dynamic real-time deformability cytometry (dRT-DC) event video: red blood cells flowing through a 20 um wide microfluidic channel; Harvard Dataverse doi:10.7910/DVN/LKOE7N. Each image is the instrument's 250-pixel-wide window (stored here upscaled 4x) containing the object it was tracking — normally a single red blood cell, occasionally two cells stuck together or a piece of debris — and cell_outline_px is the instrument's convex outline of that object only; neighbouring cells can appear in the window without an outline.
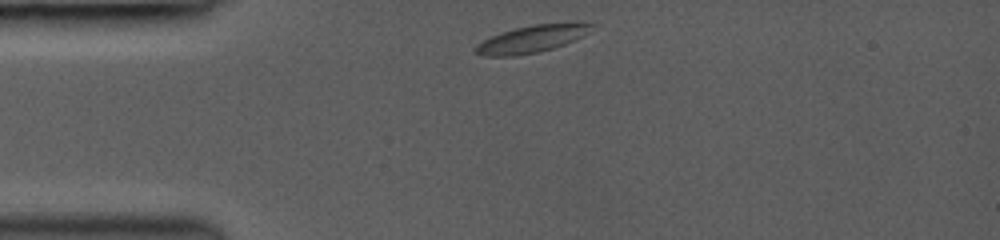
{"species": "common noctule bat (a hibernating species)", "species_latin": "Nyctalus noctula", "temperature_condition": "room temperature", "stored_images_in_passage": 2, "camera_frame_rate_fps": 3000, "um_per_image_px": 0.085, "animal": {"sex": "female", "body_mass_g": 19.0, "forearm_length_mm": 53.3}, "frame": {"image": 1, "passage_image": 1, "time_ms": 0.0, "image_size_px": [1000, 240], "cell_outline_px": [[596, 24], [584, 36], [576, 40], [540, 52], [516, 56], [484, 56], [472, 52], [472, 48], [476, 44], [500, 32], [532, 24], [584, 20]], "centroid_in_image_um": [45.27, 3.28], "position_along_channel_um": 39.7, "area_um2": 19.19}}